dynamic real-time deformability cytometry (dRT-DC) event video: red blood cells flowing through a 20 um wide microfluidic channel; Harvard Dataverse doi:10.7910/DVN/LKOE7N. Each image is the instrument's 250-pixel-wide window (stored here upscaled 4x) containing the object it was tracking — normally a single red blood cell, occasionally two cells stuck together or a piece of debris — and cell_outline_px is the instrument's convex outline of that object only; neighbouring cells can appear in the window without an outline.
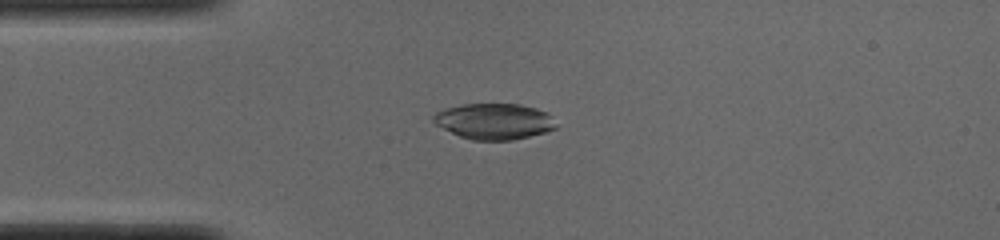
{"species": "common noctule bat (a hibernating species)", "species_latin": "Nyctalus noctula", "temperature_condition": "cold", "stored_images_in_passage": 50, "camera_frame_rate_fps": 3000, "um_per_image_px": 0.085, "animal": {"sex": "male", "body_mass_g": 19.0, "forearm_length_mm": 50.8}, "frame": {"image": 1, "passage_image": 11, "time_ms": 3.333, "image_size_px": [1000, 240], "cell_outline_px": [[556, 128], [544, 132], [512, 140], [472, 140], [460, 136], [436, 124], [432, 120], [432, 116], [436, 112], [444, 108], [464, 104], [520, 104], [536, 108], [548, 112], [552, 116], [556, 124]], "centroid_in_image_um": [42.01, 10.3], "position_along_channel_um": 43.0, "area_um2": 25.61}}
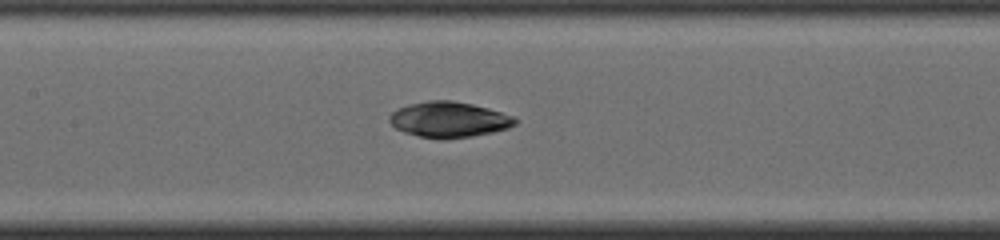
{"frame": {"image": 2, "passage_image": 22, "time_ms": 7.0, "image_size_px": [1000, 240], "cell_outline_px": [[516, 124], [508, 128], [492, 132], [472, 136], [444, 140], [440, 140], [420, 136], [404, 132], [396, 128], [388, 120], [388, 116], [396, 108], [408, 104], [428, 100], [452, 100], [472, 104], [488, 108], [512, 116], [516, 120]], "centroid_in_image_um": [38.11, 10.16], "position_along_channel_um": 169.3, "area_um2": 26.18}}
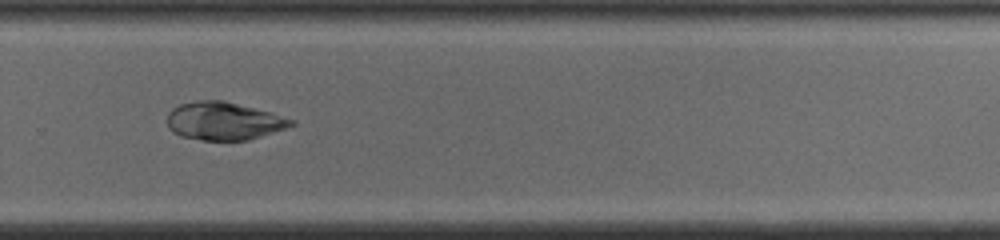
{"frame": {"image": 3, "passage_image": 33, "time_ms": 10.667, "image_size_px": [1000, 240], "cell_outline_px": [[296, 124], [288, 128], [248, 140], [200, 140], [180, 136], [172, 132], [168, 128], [168, 112], [172, 108], [180, 104], [196, 100], [224, 100], [268, 112], [296, 120]], "centroid_in_image_um": [19.01, 10.29], "position_along_channel_um": 310.8, "area_um2": 27.51}, "authors_computed_cell_mechanics": {"area_um2": 26.7325, "velocity_mm_per_s": 3.8689, "shape_relaxation_time_tau1_ms": 3.302, "shape_relaxation_time_tau2_ms": null, "deformation_change_tau1": 0.0798, "deformation_change_tau2": null}}